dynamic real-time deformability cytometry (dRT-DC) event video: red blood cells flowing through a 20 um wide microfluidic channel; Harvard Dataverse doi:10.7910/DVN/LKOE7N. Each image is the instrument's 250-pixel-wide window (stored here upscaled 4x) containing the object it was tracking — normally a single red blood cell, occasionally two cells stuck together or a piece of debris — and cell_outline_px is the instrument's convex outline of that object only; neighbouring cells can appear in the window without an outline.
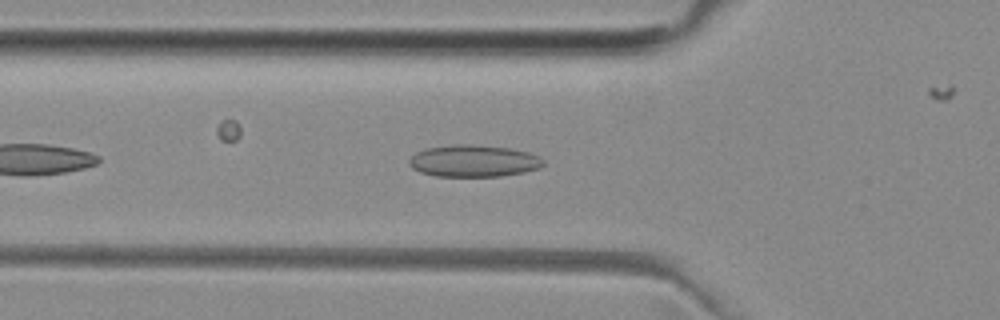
{"species": "common noctule bat (a hibernating species)", "species_latin": "Nyctalus noctula", "temperature_condition": "room temperature", "stored_images_in_passage": 41, "camera_frame_rate_fps": 3000, "um_per_image_px": 0.085, "animal": {"sex": "female", "body_mass_g": 29.2, "forearm_length_mm": 56.3}, "frame": {"image": 1, "passage_image": 6, "time_ms": 1.667, "image_size_px": [1000, 320], "cell_outline_px": [[544, 164], [540, 168], [524, 172], [500, 176], [436, 176], [420, 172], [412, 168], [408, 164], [408, 160], [416, 152], [428, 148], [456, 144], [468, 144], [508, 148], [528, 152], [540, 156], [544, 160]], "centroid_in_image_um": [40.26, 13.68], "position_along_channel_um": 85.5, "area_um2": 24.91}}
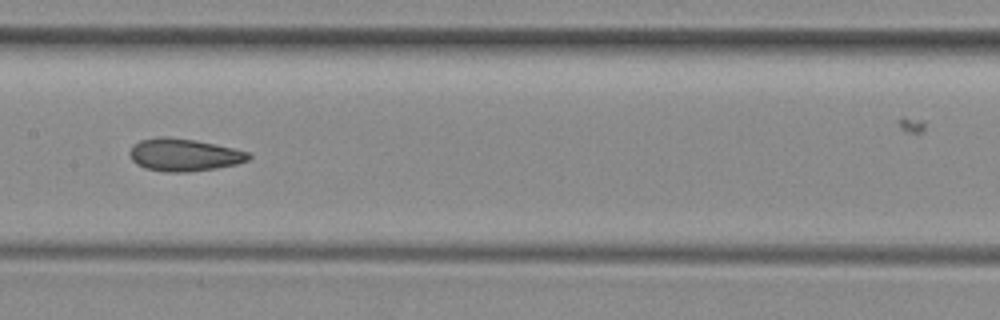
{"frame": {"image": 2, "passage_image": 14, "time_ms": 4.333, "image_size_px": [1000, 320], "cell_outline_px": [[252, 156], [248, 160], [236, 164], [216, 168], [188, 172], [164, 172], [144, 168], [136, 164], [132, 160], [128, 152], [132, 144], [140, 140], [160, 136], [168, 136], [196, 140], [216, 144], [248, 152]], "centroid_in_image_um": [15.59, 13.16], "position_along_channel_um": 191.8, "area_um2": 22.77}}
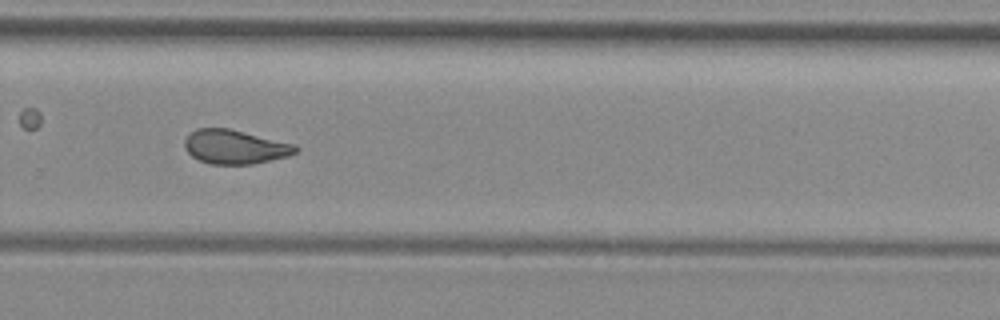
{"frame": {"image": 3, "passage_image": 23, "time_ms": 7.333, "image_size_px": [1000, 320], "cell_outline_px": [[300, 148], [296, 152], [288, 156], [252, 164], [212, 164], [200, 160], [192, 156], [184, 148], [184, 140], [196, 128], [228, 128], [296, 144]], "centroid_in_image_um": [19.99, 12.48], "position_along_channel_um": 309.8, "area_um2": 21.96}, "authors_computed_cell_mechanics": {"area_um2": 22.3686, "velocity_mm_per_s": 3.9621, "shape_relaxation_time_tau1_ms": null, "shape_relaxation_time_tau2_ms": 1.9864, "deformation_change_tau1": null, "deformation_change_tau2": 0.0896}}